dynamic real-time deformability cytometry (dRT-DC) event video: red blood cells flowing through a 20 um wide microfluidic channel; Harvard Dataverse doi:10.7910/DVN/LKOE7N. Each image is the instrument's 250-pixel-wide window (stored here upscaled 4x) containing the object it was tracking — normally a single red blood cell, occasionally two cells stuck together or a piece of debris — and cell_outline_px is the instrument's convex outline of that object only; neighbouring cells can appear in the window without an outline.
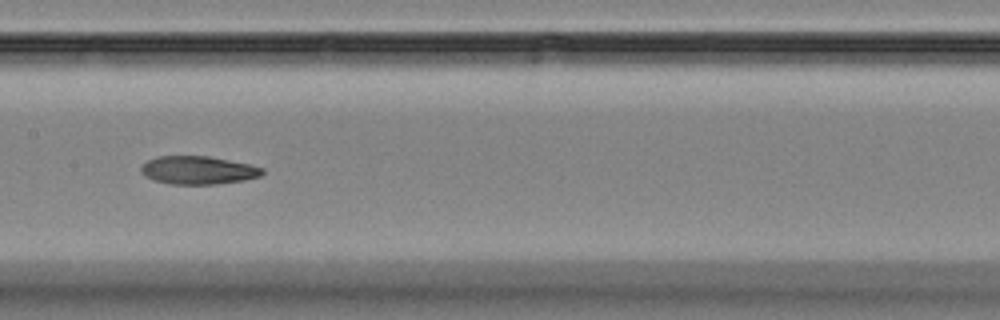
{"species": "Egyptian fruit bat (a non-hibernating species)", "species_latin": "Rousettus aegyptiacus", "temperature_condition": "room temperature", "stored_images_in_passage": 9, "camera_frame_rate_fps": 3000, "um_per_image_px": 0.085, "animal": {"sex": "female"}, "frame": {"image": 1, "passage_image": 8, "time_ms": 8.0, "image_size_px": [1000, 320], "cell_outline_px": [[264, 172], [260, 176], [244, 180], [216, 184], [168, 184], [152, 180], [144, 176], [140, 172], [140, 168], [148, 160], [156, 156], [208, 156], [248, 164], [264, 168]], "centroid_in_image_um": [16.8, 14.47], "position_along_channel_um": 190.6, "area_um2": 19.94}}
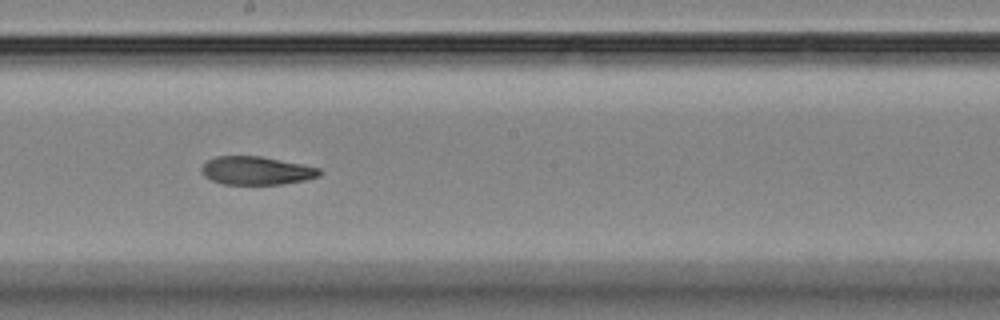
{"frame": {"image": 2, "passage_image": 9, "time_ms": 9.0, "image_size_px": [1000, 320], "cell_outline_px": [[324, 172], [320, 176], [304, 180], [284, 184], [224, 184], [212, 180], [204, 176], [200, 172], [200, 168], [208, 160], [216, 156], [260, 156], [304, 164], [320, 168]], "centroid_in_image_um": [21.82, 14.5], "position_along_channel_um": 226.4, "area_um2": 19.59}}